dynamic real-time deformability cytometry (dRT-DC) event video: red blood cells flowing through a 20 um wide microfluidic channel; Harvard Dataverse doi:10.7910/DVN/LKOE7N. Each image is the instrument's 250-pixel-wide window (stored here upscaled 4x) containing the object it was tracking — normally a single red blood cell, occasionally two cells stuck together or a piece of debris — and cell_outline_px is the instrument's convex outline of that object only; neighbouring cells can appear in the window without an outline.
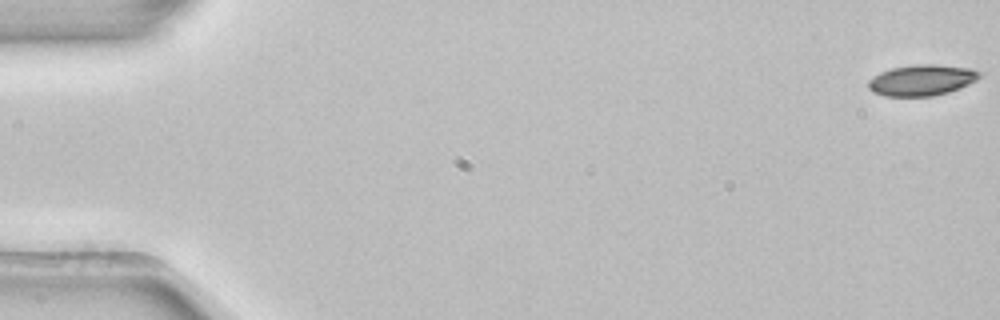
{"species": "common noctule bat (a hibernating species)", "species_latin": "Nyctalus noctula", "temperature_condition": "room temperature", "stored_images_in_passage": 5, "camera_frame_rate_fps": 3000, "um_per_image_px": 0.085, "animal": {"sex": "female", "body_mass_g": 22.7, "forearm_length_mm": 54.2}, "frame": {"image": 1, "passage_image": 1, "time_ms": 0.0, "image_size_px": [1000, 320], "cell_outline_px": [[984, 72], [976, 80], [960, 88], [948, 92], [932, 96], [884, 96], [872, 92], [868, 88], [868, 80], [872, 76], [880, 72], [892, 68], [916, 64], [936, 64], [968, 68]], "centroid_in_image_um": [78.33, 6.81], "position_along_channel_um": 6.7, "area_um2": 20.17}}
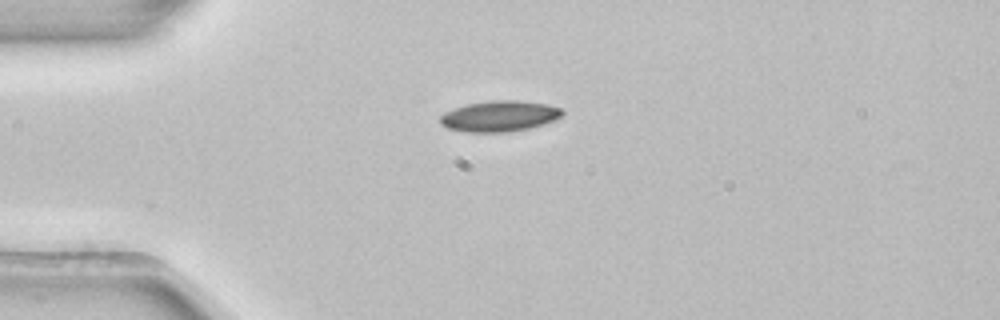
{"frame": {"image": 2, "passage_image": 4, "time_ms": 1.0, "image_size_px": [1000, 320], "cell_outline_px": [[564, 112], [560, 116], [552, 120], [528, 128], [508, 132], [468, 132], [448, 128], [440, 124], [440, 116], [444, 112], [468, 104], [492, 100], [520, 100], [548, 104], [560, 108]], "centroid_in_image_um": [42.43, 9.86], "position_along_channel_um": 42.6, "area_um2": 21.68}}